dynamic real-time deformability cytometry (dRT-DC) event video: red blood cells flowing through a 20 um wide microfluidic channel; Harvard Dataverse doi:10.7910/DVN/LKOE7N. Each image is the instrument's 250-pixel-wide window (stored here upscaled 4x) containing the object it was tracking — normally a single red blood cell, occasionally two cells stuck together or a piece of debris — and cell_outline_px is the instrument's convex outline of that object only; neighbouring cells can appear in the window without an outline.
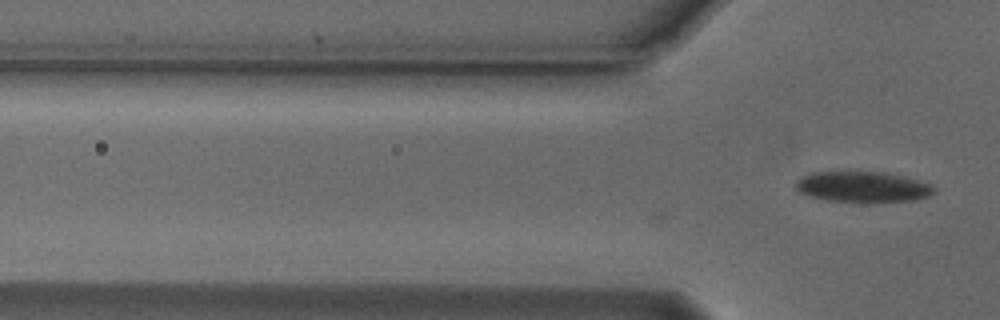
{"species": "Egyptian fruit bat (a non-hibernating species)", "species_latin": "Rousettus aegyptiacus", "temperature_condition": "cold", "stored_images_in_passage": 3, "camera_frame_rate_fps": 3000, "um_per_image_px": 0.085, "animal": {"sex": "male"}, "frame": {"image": 1, "passage_image": 3, "time_ms": 0.667, "image_size_px": [1000, 320], "cell_outline_px": [[936, 192], [928, 196], [916, 200], [824, 200], [808, 196], [796, 192], [796, 180], [812, 172], [884, 172], [904, 176], [932, 184], [936, 188]], "centroid_in_image_um": [73.32, 15.85], "position_along_channel_um": 52.5, "area_um2": 24.28}}